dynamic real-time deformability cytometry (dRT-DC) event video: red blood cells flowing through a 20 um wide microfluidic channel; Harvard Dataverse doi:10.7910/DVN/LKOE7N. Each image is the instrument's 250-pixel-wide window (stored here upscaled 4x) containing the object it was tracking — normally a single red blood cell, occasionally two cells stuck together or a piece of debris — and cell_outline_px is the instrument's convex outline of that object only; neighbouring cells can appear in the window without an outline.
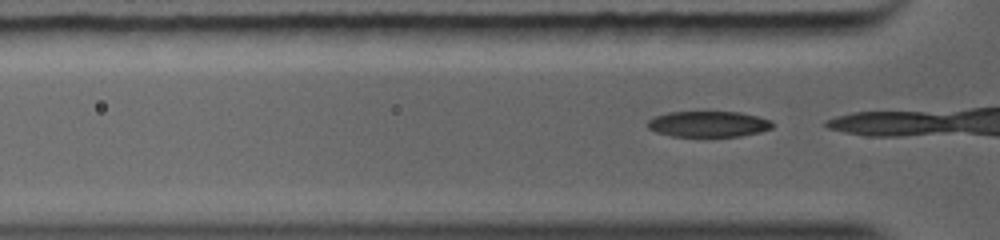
{"species": "common noctule bat (a hibernating species)", "species_latin": "Nyctalus noctula", "temperature_condition": "warm", "stored_images_in_passage": 7, "camera_frame_rate_fps": 5000, "um_per_image_px": 0.085, "animal": {"sex": "female", "body_mass_g": 19.0, "forearm_length_mm": 56.7}, "frame": {"image": 1, "passage_image": 3, "time_ms": 0.2, "image_size_px": [1000, 240], "cell_outline_px": [[772, 128], [760, 132], [740, 136], [704, 140], [672, 136], [656, 132], [648, 128], [648, 120], [656, 116], [668, 112], [740, 112], [772, 120]], "centroid_in_image_um": [60.2, 10.6], "position_along_channel_um": 65.6, "area_um2": 19.65}}